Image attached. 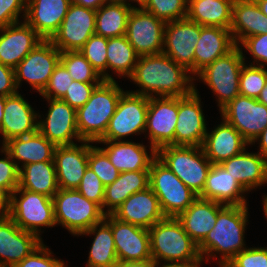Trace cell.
<instances>
[{
    "label": "cell",
    "instance_id": "obj_1",
    "mask_svg": "<svg viewBox=\"0 0 267 267\" xmlns=\"http://www.w3.org/2000/svg\"><path fill=\"white\" fill-rule=\"evenodd\" d=\"M195 77L166 54L139 56L128 78L139 87L131 93L147 97H183L195 90ZM141 87V88H140Z\"/></svg>",
    "mask_w": 267,
    "mask_h": 267
},
{
    "label": "cell",
    "instance_id": "obj_2",
    "mask_svg": "<svg viewBox=\"0 0 267 267\" xmlns=\"http://www.w3.org/2000/svg\"><path fill=\"white\" fill-rule=\"evenodd\" d=\"M248 206L224 205L218 211L214 228L198 245L202 261L209 262V259L215 258L218 259L219 267H224L236 254L248 247L244 239L249 223ZM216 254L221 255L220 258Z\"/></svg>",
    "mask_w": 267,
    "mask_h": 267
},
{
    "label": "cell",
    "instance_id": "obj_3",
    "mask_svg": "<svg viewBox=\"0 0 267 267\" xmlns=\"http://www.w3.org/2000/svg\"><path fill=\"white\" fill-rule=\"evenodd\" d=\"M149 230L151 257L156 262L202 265L198 245L176 217H165Z\"/></svg>",
    "mask_w": 267,
    "mask_h": 267
},
{
    "label": "cell",
    "instance_id": "obj_4",
    "mask_svg": "<svg viewBox=\"0 0 267 267\" xmlns=\"http://www.w3.org/2000/svg\"><path fill=\"white\" fill-rule=\"evenodd\" d=\"M124 92L116 80H103L95 87L88 101L76 110L77 129L83 141L95 143L105 134Z\"/></svg>",
    "mask_w": 267,
    "mask_h": 267
},
{
    "label": "cell",
    "instance_id": "obj_5",
    "mask_svg": "<svg viewBox=\"0 0 267 267\" xmlns=\"http://www.w3.org/2000/svg\"><path fill=\"white\" fill-rule=\"evenodd\" d=\"M156 154L189 189L198 196L202 193L212 163L201 146L166 145Z\"/></svg>",
    "mask_w": 267,
    "mask_h": 267
},
{
    "label": "cell",
    "instance_id": "obj_6",
    "mask_svg": "<svg viewBox=\"0 0 267 267\" xmlns=\"http://www.w3.org/2000/svg\"><path fill=\"white\" fill-rule=\"evenodd\" d=\"M245 53L236 45L226 55L219 57L207 65L197 75L196 80L202 81L212 90L218 103L219 111L240 95L239 81Z\"/></svg>",
    "mask_w": 267,
    "mask_h": 267
},
{
    "label": "cell",
    "instance_id": "obj_7",
    "mask_svg": "<svg viewBox=\"0 0 267 267\" xmlns=\"http://www.w3.org/2000/svg\"><path fill=\"white\" fill-rule=\"evenodd\" d=\"M56 226L78 236L105 219L102 208L77 189H60L53 196Z\"/></svg>",
    "mask_w": 267,
    "mask_h": 267
},
{
    "label": "cell",
    "instance_id": "obj_8",
    "mask_svg": "<svg viewBox=\"0 0 267 267\" xmlns=\"http://www.w3.org/2000/svg\"><path fill=\"white\" fill-rule=\"evenodd\" d=\"M7 215L22 230L34 233L41 239V227L56 226L53 198L20 187L11 194Z\"/></svg>",
    "mask_w": 267,
    "mask_h": 267
},
{
    "label": "cell",
    "instance_id": "obj_9",
    "mask_svg": "<svg viewBox=\"0 0 267 267\" xmlns=\"http://www.w3.org/2000/svg\"><path fill=\"white\" fill-rule=\"evenodd\" d=\"M149 187L159 199L166 217H177L198 198V195L157 157L150 165Z\"/></svg>",
    "mask_w": 267,
    "mask_h": 267
},
{
    "label": "cell",
    "instance_id": "obj_10",
    "mask_svg": "<svg viewBox=\"0 0 267 267\" xmlns=\"http://www.w3.org/2000/svg\"><path fill=\"white\" fill-rule=\"evenodd\" d=\"M149 97L125 91L116 106L105 134L98 141H126L128 136L144 134Z\"/></svg>",
    "mask_w": 267,
    "mask_h": 267
},
{
    "label": "cell",
    "instance_id": "obj_11",
    "mask_svg": "<svg viewBox=\"0 0 267 267\" xmlns=\"http://www.w3.org/2000/svg\"><path fill=\"white\" fill-rule=\"evenodd\" d=\"M60 56L61 52L50 40H42L14 68L17 88L22 86V81H26L32 86V89L40 94L60 62Z\"/></svg>",
    "mask_w": 267,
    "mask_h": 267
},
{
    "label": "cell",
    "instance_id": "obj_12",
    "mask_svg": "<svg viewBox=\"0 0 267 267\" xmlns=\"http://www.w3.org/2000/svg\"><path fill=\"white\" fill-rule=\"evenodd\" d=\"M166 22L145 11L133 7L127 20L125 36L139 56L160 54L164 45Z\"/></svg>",
    "mask_w": 267,
    "mask_h": 267
},
{
    "label": "cell",
    "instance_id": "obj_13",
    "mask_svg": "<svg viewBox=\"0 0 267 267\" xmlns=\"http://www.w3.org/2000/svg\"><path fill=\"white\" fill-rule=\"evenodd\" d=\"M219 113L249 144L267 127V106L256 98L236 96Z\"/></svg>",
    "mask_w": 267,
    "mask_h": 267
},
{
    "label": "cell",
    "instance_id": "obj_14",
    "mask_svg": "<svg viewBox=\"0 0 267 267\" xmlns=\"http://www.w3.org/2000/svg\"><path fill=\"white\" fill-rule=\"evenodd\" d=\"M48 112L43 119L38 112V131L56 146L74 145L83 141L77 129L76 110L61 99L45 98Z\"/></svg>",
    "mask_w": 267,
    "mask_h": 267
},
{
    "label": "cell",
    "instance_id": "obj_15",
    "mask_svg": "<svg viewBox=\"0 0 267 267\" xmlns=\"http://www.w3.org/2000/svg\"><path fill=\"white\" fill-rule=\"evenodd\" d=\"M96 11L71 3L59 29L50 39L60 52L80 50L95 34Z\"/></svg>",
    "mask_w": 267,
    "mask_h": 267
},
{
    "label": "cell",
    "instance_id": "obj_16",
    "mask_svg": "<svg viewBox=\"0 0 267 267\" xmlns=\"http://www.w3.org/2000/svg\"><path fill=\"white\" fill-rule=\"evenodd\" d=\"M178 116V97H150L147 111L145 138L156 151L174 145ZM148 136V137H146Z\"/></svg>",
    "mask_w": 267,
    "mask_h": 267
},
{
    "label": "cell",
    "instance_id": "obj_17",
    "mask_svg": "<svg viewBox=\"0 0 267 267\" xmlns=\"http://www.w3.org/2000/svg\"><path fill=\"white\" fill-rule=\"evenodd\" d=\"M199 37L200 25L188 18L166 22L162 53L194 76V48Z\"/></svg>",
    "mask_w": 267,
    "mask_h": 267
},
{
    "label": "cell",
    "instance_id": "obj_18",
    "mask_svg": "<svg viewBox=\"0 0 267 267\" xmlns=\"http://www.w3.org/2000/svg\"><path fill=\"white\" fill-rule=\"evenodd\" d=\"M200 97L196 87L189 95L178 97L174 145L202 146L207 124Z\"/></svg>",
    "mask_w": 267,
    "mask_h": 267
},
{
    "label": "cell",
    "instance_id": "obj_19",
    "mask_svg": "<svg viewBox=\"0 0 267 267\" xmlns=\"http://www.w3.org/2000/svg\"><path fill=\"white\" fill-rule=\"evenodd\" d=\"M42 243L36 234L22 230L7 214H0V267H14Z\"/></svg>",
    "mask_w": 267,
    "mask_h": 267
},
{
    "label": "cell",
    "instance_id": "obj_20",
    "mask_svg": "<svg viewBox=\"0 0 267 267\" xmlns=\"http://www.w3.org/2000/svg\"><path fill=\"white\" fill-rule=\"evenodd\" d=\"M43 39L25 21L0 27V63L15 68Z\"/></svg>",
    "mask_w": 267,
    "mask_h": 267
},
{
    "label": "cell",
    "instance_id": "obj_21",
    "mask_svg": "<svg viewBox=\"0 0 267 267\" xmlns=\"http://www.w3.org/2000/svg\"><path fill=\"white\" fill-rule=\"evenodd\" d=\"M0 134L2 145L11 138L34 134L38 131V113L19 93L5 97Z\"/></svg>",
    "mask_w": 267,
    "mask_h": 267
},
{
    "label": "cell",
    "instance_id": "obj_22",
    "mask_svg": "<svg viewBox=\"0 0 267 267\" xmlns=\"http://www.w3.org/2000/svg\"><path fill=\"white\" fill-rule=\"evenodd\" d=\"M88 156L89 141L56 147L53 161L60 189H77L88 168Z\"/></svg>",
    "mask_w": 267,
    "mask_h": 267
},
{
    "label": "cell",
    "instance_id": "obj_23",
    "mask_svg": "<svg viewBox=\"0 0 267 267\" xmlns=\"http://www.w3.org/2000/svg\"><path fill=\"white\" fill-rule=\"evenodd\" d=\"M112 215L120 221L149 229L164 219L159 199L150 187L128 197Z\"/></svg>",
    "mask_w": 267,
    "mask_h": 267
},
{
    "label": "cell",
    "instance_id": "obj_24",
    "mask_svg": "<svg viewBox=\"0 0 267 267\" xmlns=\"http://www.w3.org/2000/svg\"><path fill=\"white\" fill-rule=\"evenodd\" d=\"M112 233L118 261L152 258L148 229L120 221L112 215Z\"/></svg>",
    "mask_w": 267,
    "mask_h": 267
},
{
    "label": "cell",
    "instance_id": "obj_25",
    "mask_svg": "<svg viewBox=\"0 0 267 267\" xmlns=\"http://www.w3.org/2000/svg\"><path fill=\"white\" fill-rule=\"evenodd\" d=\"M104 144L100 147L108 156L110 162L121 172L149 170L151 162L157 157V151L144 143L126 141H97ZM150 153V154H149Z\"/></svg>",
    "mask_w": 267,
    "mask_h": 267
},
{
    "label": "cell",
    "instance_id": "obj_26",
    "mask_svg": "<svg viewBox=\"0 0 267 267\" xmlns=\"http://www.w3.org/2000/svg\"><path fill=\"white\" fill-rule=\"evenodd\" d=\"M70 4V0H27L24 21L43 40H50L59 29Z\"/></svg>",
    "mask_w": 267,
    "mask_h": 267
},
{
    "label": "cell",
    "instance_id": "obj_27",
    "mask_svg": "<svg viewBox=\"0 0 267 267\" xmlns=\"http://www.w3.org/2000/svg\"><path fill=\"white\" fill-rule=\"evenodd\" d=\"M245 192L248 193L221 164H212L205 187L198 197L226 206H243L248 205Z\"/></svg>",
    "mask_w": 267,
    "mask_h": 267
},
{
    "label": "cell",
    "instance_id": "obj_28",
    "mask_svg": "<svg viewBox=\"0 0 267 267\" xmlns=\"http://www.w3.org/2000/svg\"><path fill=\"white\" fill-rule=\"evenodd\" d=\"M221 120L214 130H207L201 146L212 164H220L242 153L250 145L232 125Z\"/></svg>",
    "mask_w": 267,
    "mask_h": 267
},
{
    "label": "cell",
    "instance_id": "obj_29",
    "mask_svg": "<svg viewBox=\"0 0 267 267\" xmlns=\"http://www.w3.org/2000/svg\"><path fill=\"white\" fill-rule=\"evenodd\" d=\"M235 46L230 29L200 25V37L194 48V77L207 65L230 52Z\"/></svg>",
    "mask_w": 267,
    "mask_h": 267
},
{
    "label": "cell",
    "instance_id": "obj_30",
    "mask_svg": "<svg viewBox=\"0 0 267 267\" xmlns=\"http://www.w3.org/2000/svg\"><path fill=\"white\" fill-rule=\"evenodd\" d=\"M247 151L246 148L220 164L250 193L267 184V160L259 152Z\"/></svg>",
    "mask_w": 267,
    "mask_h": 267
},
{
    "label": "cell",
    "instance_id": "obj_31",
    "mask_svg": "<svg viewBox=\"0 0 267 267\" xmlns=\"http://www.w3.org/2000/svg\"><path fill=\"white\" fill-rule=\"evenodd\" d=\"M2 147L20 169L30 163L53 161L57 146L37 131L31 135L11 138Z\"/></svg>",
    "mask_w": 267,
    "mask_h": 267
},
{
    "label": "cell",
    "instance_id": "obj_32",
    "mask_svg": "<svg viewBox=\"0 0 267 267\" xmlns=\"http://www.w3.org/2000/svg\"><path fill=\"white\" fill-rule=\"evenodd\" d=\"M223 204L198 197L184 212L176 218L184 231L199 245L214 228L218 211Z\"/></svg>",
    "mask_w": 267,
    "mask_h": 267
},
{
    "label": "cell",
    "instance_id": "obj_33",
    "mask_svg": "<svg viewBox=\"0 0 267 267\" xmlns=\"http://www.w3.org/2000/svg\"><path fill=\"white\" fill-rule=\"evenodd\" d=\"M230 31L239 46L248 37L267 33V16L255 0H234Z\"/></svg>",
    "mask_w": 267,
    "mask_h": 267
},
{
    "label": "cell",
    "instance_id": "obj_34",
    "mask_svg": "<svg viewBox=\"0 0 267 267\" xmlns=\"http://www.w3.org/2000/svg\"><path fill=\"white\" fill-rule=\"evenodd\" d=\"M94 236L86 267H108L118 262L112 233V214L78 236Z\"/></svg>",
    "mask_w": 267,
    "mask_h": 267
},
{
    "label": "cell",
    "instance_id": "obj_35",
    "mask_svg": "<svg viewBox=\"0 0 267 267\" xmlns=\"http://www.w3.org/2000/svg\"><path fill=\"white\" fill-rule=\"evenodd\" d=\"M148 187L149 170L119 173L112 184L105 186L103 212L106 215L112 214L128 197Z\"/></svg>",
    "mask_w": 267,
    "mask_h": 267
},
{
    "label": "cell",
    "instance_id": "obj_36",
    "mask_svg": "<svg viewBox=\"0 0 267 267\" xmlns=\"http://www.w3.org/2000/svg\"><path fill=\"white\" fill-rule=\"evenodd\" d=\"M234 0H188L187 18L201 26L230 29Z\"/></svg>",
    "mask_w": 267,
    "mask_h": 267
},
{
    "label": "cell",
    "instance_id": "obj_37",
    "mask_svg": "<svg viewBox=\"0 0 267 267\" xmlns=\"http://www.w3.org/2000/svg\"><path fill=\"white\" fill-rule=\"evenodd\" d=\"M19 187L53 198L59 190L54 161L30 163L20 167Z\"/></svg>",
    "mask_w": 267,
    "mask_h": 267
},
{
    "label": "cell",
    "instance_id": "obj_38",
    "mask_svg": "<svg viewBox=\"0 0 267 267\" xmlns=\"http://www.w3.org/2000/svg\"><path fill=\"white\" fill-rule=\"evenodd\" d=\"M135 5L107 2L96 11L95 34L105 38L124 36L127 20Z\"/></svg>",
    "mask_w": 267,
    "mask_h": 267
},
{
    "label": "cell",
    "instance_id": "obj_39",
    "mask_svg": "<svg viewBox=\"0 0 267 267\" xmlns=\"http://www.w3.org/2000/svg\"><path fill=\"white\" fill-rule=\"evenodd\" d=\"M138 59L139 55L125 35L107 38V80H114V77L108 73L110 70L118 77L129 78Z\"/></svg>",
    "mask_w": 267,
    "mask_h": 267
},
{
    "label": "cell",
    "instance_id": "obj_40",
    "mask_svg": "<svg viewBox=\"0 0 267 267\" xmlns=\"http://www.w3.org/2000/svg\"><path fill=\"white\" fill-rule=\"evenodd\" d=\"M60 62L75 81L83 83H101L103 81V78L79 50L61 52Z\"/></svg>",
    "mask_w": 267,
    "mask_h": 267
},
{
    "label": "cell",
    "instance_id": "obj_41",
    "mask_svg": "<svg viewBox=\"0 0 267 267\" xmlns=\"http://www.w3.org/2000/svg\"><path fill=\"white\" fill-rule=\"evenodd\" d=\"M140 6L164 22L187 18L188 0H145Z\"/></svg>",
    "mask_w": 267,
    "mask_h": 267
},
{
    "label": "cell",
    "instance_id": "obj_42",
    "mask_svg": "<svg viewBox=\"0 0 267 267\" xmlns=\"http://www.w3.org/2000/svg\"><path fill=\"white\" fill-rule=\"evenodd\" d=\"M266 82L267 68L244 63L240 72V95L257 99Z\"/></svg>",
    "mask_w": 267,
    "mask_h": 267
},
{
    "label": "cell",
    "instance_id": "obj_43",
    "mask_svg": "<svg viewBox=\"0 0 267 267\" xmlns=\"http://www.w3.org/2000/svg\"><path fill=\"white\" fill-rule=\"evenodd\" d=\"M79 51L103 80H107V38L93 34Z\"/></svg>",
    "mask_w": 267,
    "mask_h": 267
},
{
    "label": "cell",
    "instance_id": "obj_44",
    "mask_svg": "<svg viewBox=\"0 0 267 267\" xmlns=\"http://www.w3.org/2000/svg\"><path fill=\"white\" fill-rule=\"evenodd\" d=\"M93 144L94 142L89 141L88 167L95 172L104 186L112 184L120 172L110 162L107 154L99 146H93Z\"/></svg>",
    "mask_w": 267,
    "mask_h": 267
},
{
    "label": "cell",
    "instance_id": "obj_45",
    "mask_svg": "<svg viewBox=\"0 0 267 267\" xmlns=\"http://www.w3.org/2000/svg\"><path fill=\"white\" fill-rule=\"evenodd\" d=\"M72 81L73 79L66 67L59 62L49 78L47 86L39 95H41L43 99H62L65 96L67 89H69Z\"/></svg>",
    "mask_w": 267,
    "mask_h": 267
},
{
    "label": "cell",
    "instance_id": "obj_46",
    "mask_svg": "<svg viewBox=\"0 0 267 267\" xmlns=\"http://www.w3.org/2000/svg\"><path fill=\"white\" fill-rule=\"evenodd\" d=\"M77 190L88 200L98 204L103 210L105 186L89 167L85 170Z\"/></svg>",
    "mask_w": 267,
    "mask_h": 267
},
{
    "label": "cell",
    "instance_id": "obj_47",
    "mask_svg": "<svg viewBox=\"0 0 267 267\" xmlns=\"http://www.w3.org/2000/svg\"><path fill=\"white\" fill-rule=\"evenodd\" d=\"M224 267H267V247H247Z\"/></svg>",
    "mask_w": 267,
    "mask_h": 267
},
{
    "label": "cell",
    "instance_id": "obj_48",
    "mask_svg": "<svg viewBox=\"0 0 267 267\" xmlns=\"http://www.w3.org/2000/svg\"><path fill=\"white\" fill-rule=\"evenodd\" d=\"M48 246L42 243L14 267H66L64 260L54 258Z\"/></svg>",
    "mask_w": 267,
    "mask_h": 267
},
{
    "label": "cell",
    "instance_id": "obj_49",
    "mask_svg": "<svg viewBox=\"0 0 267 267\" xmlns=\"http://www.w3.org/2000/svg\"><path fill=\"white\" fill-rule=\"evenodd\" d=\"M0 152L4 157L0 158V185L3 186L10 194L19 187V168L10 154L0 147Z\"/></svg>",
    "mask_w": 267,
    "mask_h": 267
},
{
    "label": "cell",
    "instance_id": "obj_50",
    "mask_svg": "<svg viewBox=\"0 0 267 267\" xmlns=\"http://www.w3.org/2000/svg\"><path fill=\"white\" fill-rule=\"evenodd\" d=\"M239 48L250 53L253 62L250 65L266 68L267 66V33L246 38Z\"/></svg>",
    "mask_w": 267,
    "mask_h": 267
},
{
    "label": "cell",
    "instance_id": "obj_51",
    "mask_svg": "<svg viewBox=\"0 0 267 267\" xmlns=\"http://www.w3.org/2000/svg\"><path fill=\"white\" fill-rule=\"evenodd\" d=\"M100 83H83L73 80L62 101L77 110L82 107L90 98L93 90Z\"/></svg>",
    "mask_w": 267,
    "mask_h": 267
},
{
    "label": "cell",
    "instance_id": "obj_52",
    "mask_svg": "<svg viewBox=\"0 0 267 267\" xmlns=\"http://www.w3.org/2000/svg\"><path fill=\"white\" fill-rule=\"evenodd\" d=\"M26 5L27 0H0V27L21 22V18L24 20Z\"/></svg>",
    "mask_w": 267,
    "mask_h": 267
},
{
    "label": "cell",
    "instance_id": "obj_53",
    "mask_svg": "<svg viewBox=\"0 0 267 267\" xmlns=\"http://www.w3.org/2000/svg\"><path fill=\"white\" fill-rule=\"evenodd\" d=\"M18 91L14 68L0 63V95L7 97Z\"/></svg>",
    "mask_w": 267,
    "mask_h": 267
},
{
    "label": "cell",
    "instance_id": "obj_54",
    "mask_svg": "<svg viewBox=\"0 0 267 267\" xmlns=\"http://www.w3.org/2000/svg\"><path fill=\"white\" fill-rule=\"evenodd\" d=\"M156 261L153 258L138 261H118L115 267H156Z\"/></svg>",
    "mask_w": 267,
    "mask_h": 267
},
{
    "label": "cell",
    "instance_id": "obj_55",
    "mask_svg": "<svg viewBox=\"0 0 267 267\" xmlns=\"http://www.w3.org/2000/svg\"><path fill=\"white\" fill-rule=\"evenodd\" d=\"M11 206V194L0 185V214H7Z\"/></svg>",
    "mask_w": 267,
    "mask_h": 267
},
{
    "label": "cell",
    "instance_id": "obj_56",
    "mask_svg": "<svg viewBox=\"0 0 267 267\" xmlns=\"http://www.w3.org/2000/svg\"><path fill=\"white\" fill-rule=\"evenodd\" d=\"M258 142L259 153L267 160V127L250 144L255 145Z\"/></svg>",
    "mask_w": 267,
    "mask_h": 267
},
{
    "label": "cell",
    "instance_id": "obj_57",
    "mask_svg": "<svg viewBox=\"0 0 267 267\" xmlns=\"http://www.w3.org/2000/svg\"><path fill=\"white\" fill-rule=\"evenodd\" d=\"M71 3L97 11L107 0H70Z\"/></svg>",
    "mask_w": 267,
    "mask_h": 267
},
{
    "label": "cell",
    "instance_id": "obj_58",
    "mask_svg": "<svg viewBox=\"0 0 267 267\" xmlns=\"http://www.w3.org/2000/svg\"><path fill=\"white\" fill-rule=\"evenodd\" d=\"M163 263V265H161ZM157 262L156 267H201L200 265H189L183 263H164Z\"/></svg>",
    "mask_w": 267,
    "mask_h": 267
},
{
    "label": "cell",
    "instance_id": "obj_59",
    "mask_svg": "<svg viewBox=\"0 0 267 267\" xmlns=\"http://www.w3.org/2000/svg\"><path fill=\"white\" fill-rule=\"evenodd\" d=\"M257 100L267 106V82H266L263 90L260 92Z\"/></svg>",
    "mask_w": 267,
    "mask_h": 267
},
{
    "label": "cell",
    "instance_id": "obj_60",
    "mask_svg": "<svg viewBox=\"0 0 267 267\" xmlns=\"http://www.w3.org/2000/svg\"><path fill=\"white\" fill-rule=\"evenodd\" d=\"M262 13L267 16V0H255Z\"/></svg>",
    "mask_w": 267,
    "mask_h": 267
},
{
    "label": "cell",
    "instance_id": "obj_61",
    "mask_svg": "<svg viewBox=\"0 0 267 267\" xmlns=\"http://www.w3.org/2000/svg\"><path fill=\"white\" fill-rule=\"evenodd\" d=\"M4 106H5V96L0 95V128L3 120Z\"/></svg>",
    "mask_w": 267,
    "mask_h": 267
},
{
    "label": "cell",
    "instance_id": "obj_62",
    "mask_svg": "<svg viewBox=\"0 0 267 267\" xmlns=\"http://www.w3.org/2000/svg\"><path fill=\"white\" fill-rule=\"evenodd\" d=\"M262 202H263V212H264V215L267 219V195L265 194V196L263 195V198H262Z\"/></svg>",
    "mask_w": 267,
    "mask_h": 267
},
{
    "label": "cell",
    "instance_id": "obj_63",
    "mask_svg": "<svg viewBox=\"0 0 267 267\" xmlns=\"http://www.w3.org/2000/svg\"><path fill=\"white\" fill-rule=\"evenodd\" d=\"M129 1H130V3H129ZM107 2L127 3V4L132 5L131 2L134 3V0H107Z\"/></svg>",
    "mask_w": 267,
    "mask_h": 267
},
{
    "label": "cell",
    "instance_id": "obj_64",
    "mask_svg": "<svg viewBox=\"0 0 267 267\" xmlns=\"http://www.w3.org/2000/svg\"><path fill=\"white\" fill-rule=\"evenodd\" d=\"M145 0H134L135 3H137L138 6H140Z\"/></svg>",
    "mask_w": 267,
    "mask_h": 267
}]
</instances>
